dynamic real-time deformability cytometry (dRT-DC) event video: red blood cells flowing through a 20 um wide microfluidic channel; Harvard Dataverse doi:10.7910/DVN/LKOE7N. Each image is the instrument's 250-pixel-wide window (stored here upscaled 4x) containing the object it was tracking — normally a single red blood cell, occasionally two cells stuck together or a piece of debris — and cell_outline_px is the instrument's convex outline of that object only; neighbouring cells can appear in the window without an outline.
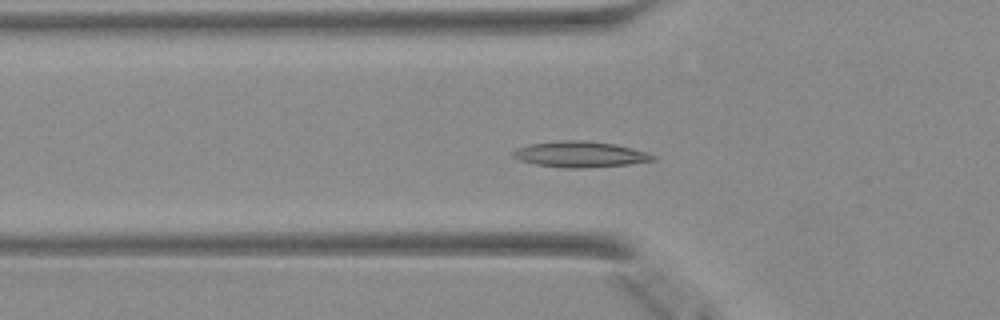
{"species": "Egyptian fruit bat (a non-hibernating species)", "species_latin": "Rousettus aegyptiacus", "temperature_condition": "warm", "stored_images_in_passage": 42, "camera_frame_rate_fps": 3000, "um_per_image_px": 0.085, "animal": {"sex": "female"}, "frame": {"image": 1, "passage_image": 10, "time_ms": 3.0, "image_size_px": [1000, 320], "cell_outline_px": [[656, 160], [628, 164], [580, 168], [564, 168], [536, 164], [520, 160], [512, 156], [512, 152], [516, 148], [528, 144], [564, 140], [584, 140], [616, 144], [648, 152], [656, 156]], "centroid_in_image_um": [49.32, 13.11], "position_along_channel_um": 76.5, "area_um2": 21.1}}
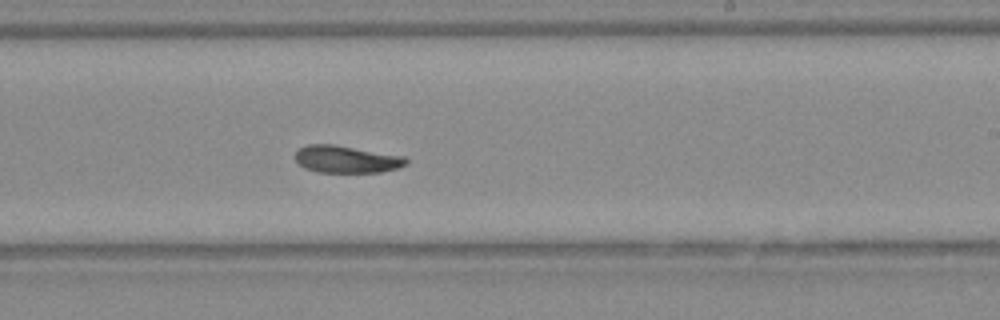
{"frame": {"image": 2, "passage_image": 23, "time_ms": 7.333, "image_size_px": [1000, 320], "cell_outline_px": [[408, 164], [396, 168], [380, 172], [316, 172], [304, 168], [296, 160], [296, 152], [300, 148], [308, 144], [332, 144], [404, 156], [408, 160]], "centroid_in_image_um": [29.45, 13.54], "position_along_channel_um": 259.6, "area_um2": 17.46}}
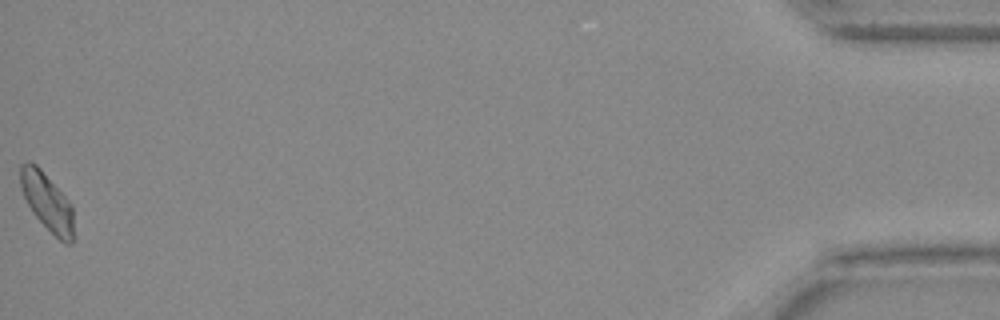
{"frame": {"image": 3, "passage_image": 42, "time_ms": 13.667, "image_size_px": [1000, 320], "cell_outline_px": [[72, 244], [64, 244], [32, 212], [20, 188], [20, 164], [28, 160], [36, 164], [40, 168], [72, 204]], "centroid_in_image_um": [3.98, 17.11], "position_along_channel_um": 431.2, "area_um2": 17.63}}